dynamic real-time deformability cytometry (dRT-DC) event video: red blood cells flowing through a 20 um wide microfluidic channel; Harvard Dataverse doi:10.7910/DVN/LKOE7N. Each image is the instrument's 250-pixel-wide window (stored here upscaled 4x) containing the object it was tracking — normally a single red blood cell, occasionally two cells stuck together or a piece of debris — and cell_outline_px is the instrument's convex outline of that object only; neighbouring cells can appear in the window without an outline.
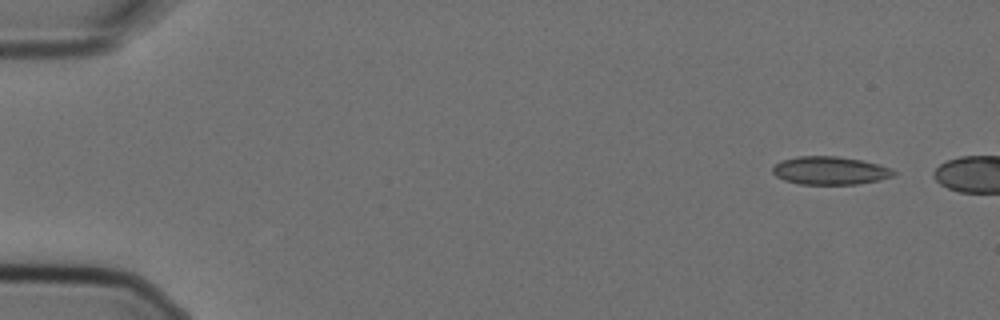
{"species": "Egyptian fruit bat (a non-hibernating species)", "species_latin": "Rousettus aegyptiacus", "temperature_condition": "cold", "stored_images_in_passage": 2, "camera_frame_rate_fps": 3000, "um_per_image_px": 0.085, "animal": {"sex": "female"}, "frame": {"image": 1, "passage_image": 1, "time_ms": 0.0, "image_size_px": [1000, 320], "cell_outline_px": [[896, 172], [892, 176], [880, 180], [856, 184], [800, 184], [784, 180], [776, 176], [772, 172], [772, 168], [780, 160], [796, 156], [836, 156], [860, 160], [892, 168]], "centroid_in_image_um": [70.52, 14.5], "position_along_channel_um": 14.5, "area_um2": 19.77}}